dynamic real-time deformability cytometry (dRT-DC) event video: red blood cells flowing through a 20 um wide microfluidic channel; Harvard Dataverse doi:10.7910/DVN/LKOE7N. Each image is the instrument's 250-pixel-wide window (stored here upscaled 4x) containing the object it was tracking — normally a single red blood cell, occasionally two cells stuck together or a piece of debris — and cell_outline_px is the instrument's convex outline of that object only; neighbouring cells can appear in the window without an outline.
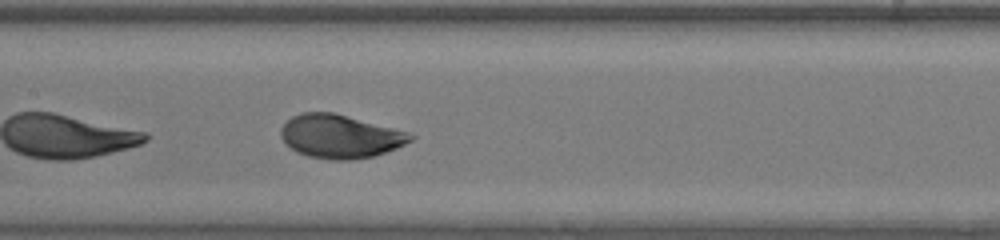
{"species": "human", "species_latin": "Homo sapiens", "temperature_condition": "warm", "stored_images_in_passage": 45, "camera_frame_rate_fps": 3000, "um_per_image_px": 0.085, "donor": {"sex": "female"}, "frame": {"image": 1, "passage_image": 20, "time_ms": 6.333, "image_size_px": [1000, 240], "cell_outline_px": [[416, 136], [412, 140], [396, 148], [372, 156], [352, 160], [332, 160], [308, 156], [296, 152], [280, 136], [280, 128], [292, 116], [300, 112], [332, 112], [408, 132]], "centroid_in_image_um": [28.88, 11.59], "position_along_channel_um": 178.5, "area_um2": 32.54}}
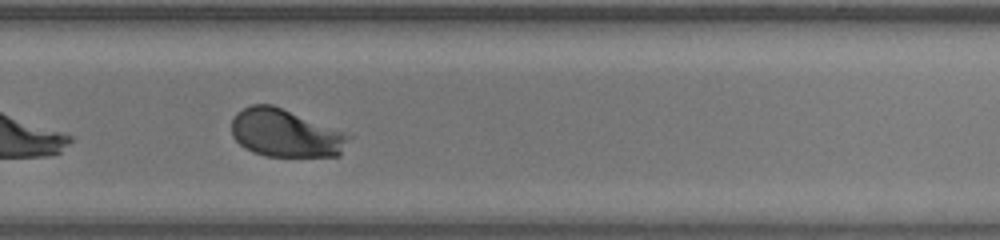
{"frame": {"image": 2, "passage_image": 29, "time_ms": 9.333, "image_size_px": [1000, 240], "cell_outline_px": [[352, 136], [340, 156], [264, 156], [252, 152], [244, 148], [232, 136], [232, 120], [236, 112], [252, 104], [272, 104], [344, 132]], "centroid_in_image_um": [24.25, 11.33], "position_along_channel_um": 305.5, "area_um2": 32.66}}
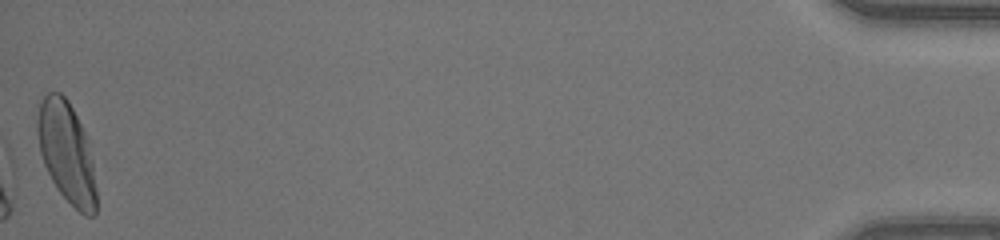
{"frame": {"image": 3, "passage_image": 45, "time_ms": 14.667, "image_size_px": [1000, 240], "cell_outline_px": [[96, 216], [84, 216], [56, 188], [44, 164], [40, 152], [36, 132], [36, 120], [40, 100], [48, 92], [60, 92], [68, 100], [84, 132], [88, 144], [92, 160], [96, 188]], "centroid_in_image_um": [5.64, 12.95], "position_along_channel_um": 429.6, "area_um2": 34.45}, "authors_computed_cell_mechanics": {"area_um2": 32.8882, "velocity_mm_per_s": 4.2405, "shape_relaxation_time_tau1_ms": 2.0298, "shape_relaxation_time_tau2_ms": 0.6474, "deformation_change_tau1": 0.1546, "deformation_change_tau2": 0.0432}}